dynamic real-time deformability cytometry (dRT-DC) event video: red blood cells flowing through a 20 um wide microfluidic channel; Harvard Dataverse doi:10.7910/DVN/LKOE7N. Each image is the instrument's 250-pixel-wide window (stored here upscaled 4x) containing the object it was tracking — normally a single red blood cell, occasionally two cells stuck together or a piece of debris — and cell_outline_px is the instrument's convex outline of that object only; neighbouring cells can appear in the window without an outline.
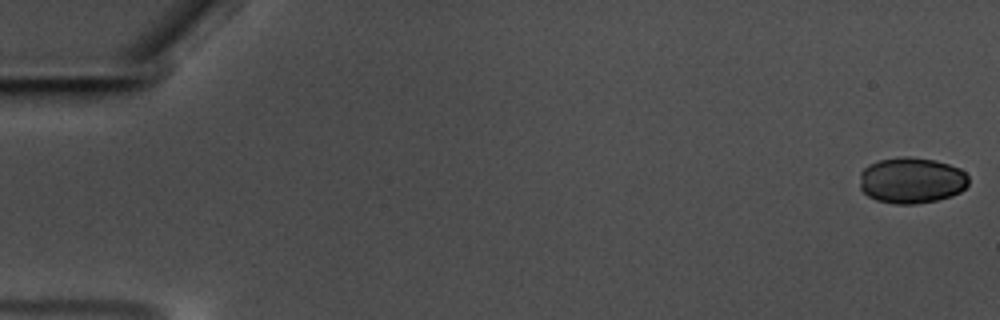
{"species": "common noctule bat (a hibernating species)", "species_latin": "Nyctalus noctula", "temperature_condition": "warm", "stored_images_in_passage": 54, "camera_frame_rate_fps": 3000, "um_per_image_px": 0.085, "animal": {"sex": "male", "body_mass_g": 17.5, "forearm_length_mm": 52.3}, "frame": {"image": 1, "passage_image": 1, "time_ms": 0.0, "image_size_px": [1000, 320], "cell_outline_px": [[968, 184], [960, 192], [952, 196], [936, 200], [916, 204], [896, 204], [876, 200], [868, 196], [860, 188], [860, 172], [868, 164], [880, 160], [900, 156], [908, 156], [936, 160], [960, 168], [968, 176]], "centroid_in_image_um": [77.47, 15.32], "position_along_channel_um": 7.5, "area_um2": 29.42}}
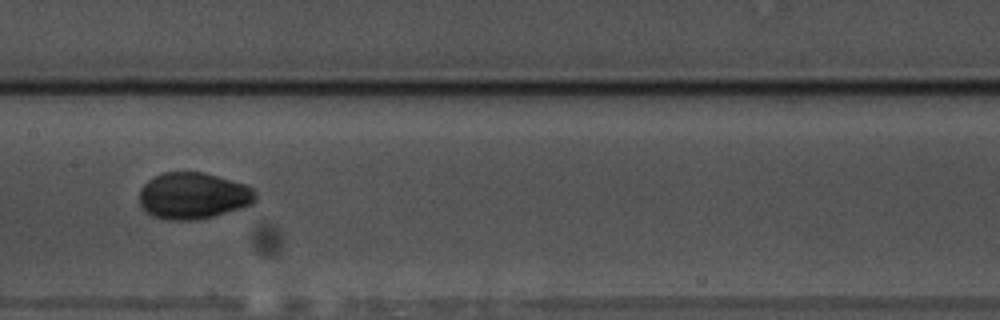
{"frame": {"image": 2, "passage_image": 30, "time_ms": 9.667, "image_size_px": [1000, 320], "cell_outline_px": [[256, 200], [252, 204], [240, 208], [212, 216], [196, 220], [168, 220], [152, 216], [140, 208], [140, 188], [148, 180], [164, 172], [204, 172], [248, 184], [256, 192]], "centroid_in_image_um": [16.42, 16.64], "position_along_channel_um": 191.0, "area_um2": 31.73}}
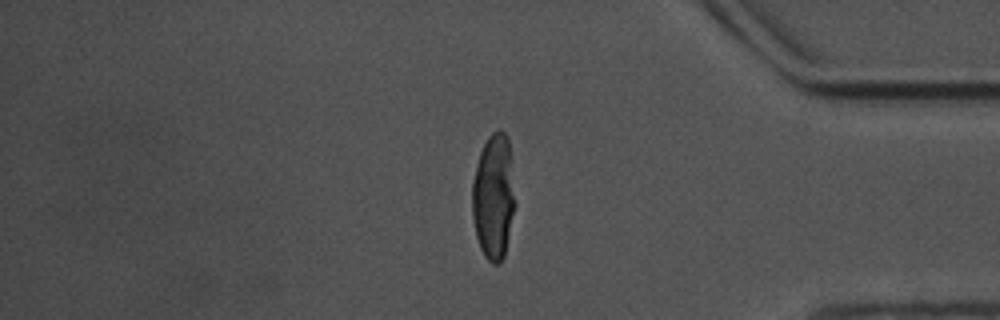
{"frame": {"image": 3, "passage_image": 49, "time_ms": 16.0, "image_size_px": [1000, 320], "cell_outline_px": [[516, 204], [504, 256], [500, 264], [492, 264], [484, 256], [480, 248], [476, 236], [472, 216], [472, 184], [476, 164], [480, 152], [488, 136], [492, 132], [500, 128], [508, 136]], "centroid_in_image_um": [41.96, 16.72], "position_along_channel_um": 393.2, "area_um2": 31.79}}